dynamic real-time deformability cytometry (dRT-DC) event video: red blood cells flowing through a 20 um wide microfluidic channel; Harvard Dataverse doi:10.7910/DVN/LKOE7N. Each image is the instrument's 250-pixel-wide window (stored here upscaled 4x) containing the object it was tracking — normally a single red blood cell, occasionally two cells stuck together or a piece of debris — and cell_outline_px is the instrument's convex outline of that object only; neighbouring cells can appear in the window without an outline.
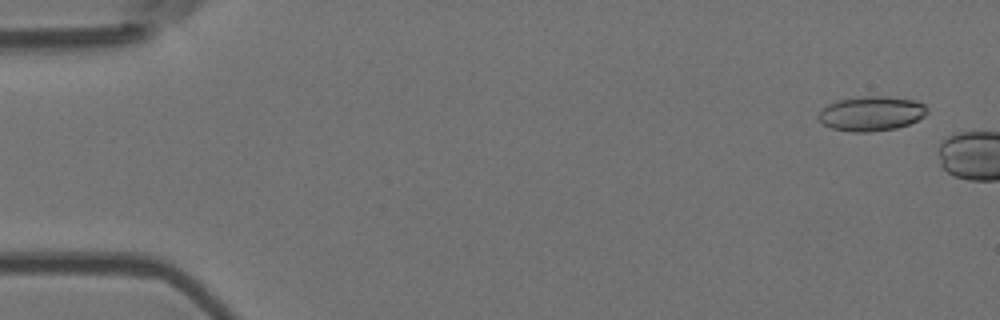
{"species": "Egyptian fruit bat (a non-hibernating species)", "species_latin": "Rousettus aegyptiacus", "temperature_condition": "room temperature", "stored_images_in_passage": 2, "camera_frame_rate_fps": 3000, "um_per_image_px": 0.085, "animal": {"sex": "female"}, "frame": {"image": 1, "passage_image": 1, "time_ms": 0.0, "image_size_px": [1000, 320], "cell_outline_px": [[928, 112], [924, 116], [908, 124], [896, 128], [872, 132], [852, 132], [832, 128], [824, 124], [816, 116], [828, 104], [836, 100], [864, 96], [884, 96], [916, 100], [924, 104], [928, 108]], "centroid_in_image_um": [74.07, 9.65], "position_along_channel_um": 10.9, "area_um2": 21.96}}